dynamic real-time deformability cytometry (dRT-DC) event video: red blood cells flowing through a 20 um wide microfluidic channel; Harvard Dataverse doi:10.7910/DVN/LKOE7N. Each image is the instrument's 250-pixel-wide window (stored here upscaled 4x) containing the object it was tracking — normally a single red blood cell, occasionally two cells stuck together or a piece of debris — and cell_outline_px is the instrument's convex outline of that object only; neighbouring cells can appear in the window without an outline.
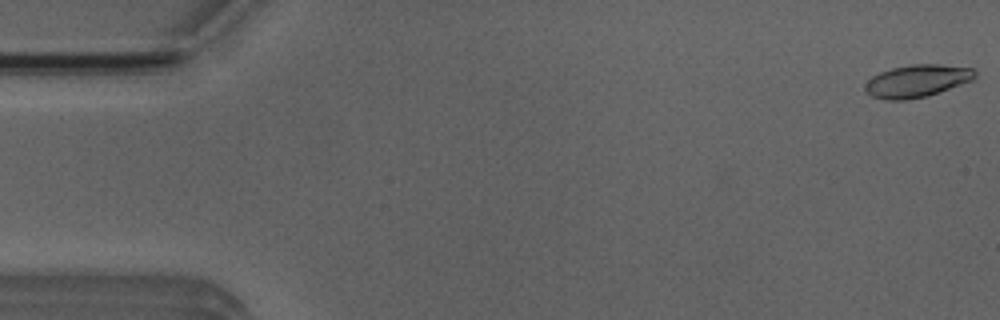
{"species": "Egyptian fruit bat (a non-hibernating species)", "species_latin": "Rousettus aegyptiacus", "temperature_condition": "room temperature", "stored_images_in_passage": 44, "camera_frame_rate_fps": 3000, "um_per_image_px": 0.085, "animal": {"sex": "male"}, "frame": {"image": 1, "passage_image": 1, "time_ms": 0.0, "image_size_px": [1000, 320], "cell_outline_px": [[976, 76], [972, 80], [928, 96], [908, 100], [888, 100], [872, 96], [864, 88], [864, 84], [872, 76], [880, 72], [892, 68], [912, 64], [940, 64], [972, 68], [976, 72]], "centroid_in_image_um": [77.94, 6.88], "position_along_channel_um": 7.1, "area_um2": 20.75}}
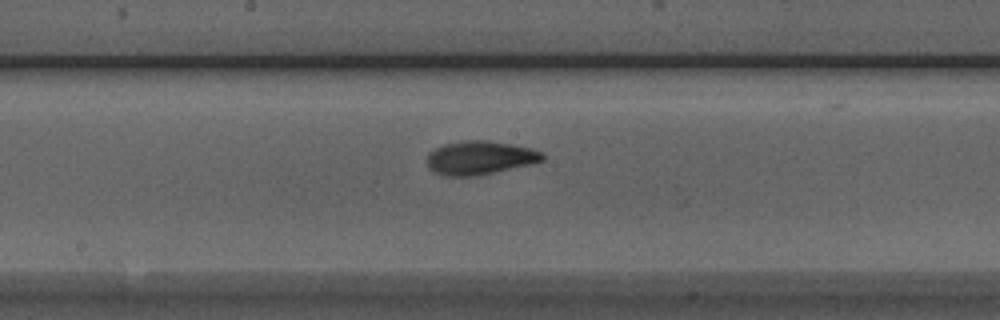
{"frame": {"image": 2, "passage_image": 27, "time_ms": 8.667, "image_size_px": [1000, 320], "cell_outline_px": [[544, 160], [532, 164], [476, 176], [444, 176], [432, 172], [428, 168], [428, 152], [444, 144], [464, 140], [488, 140], [532, 148], [544, 152]], "centroid_in_image_um": [40.79, 13.41], "position_along_channel_um": 207.4, "area_um2": 22.83}}
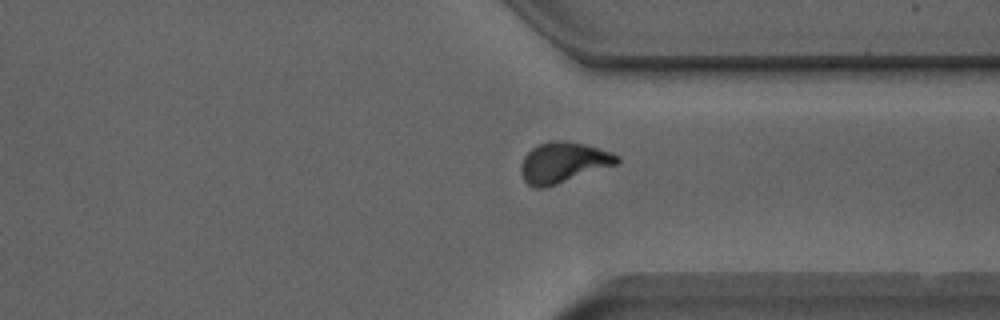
{"frame": {"image": 3, "passage_image": 39, "time_ms": 12.667, "image_size_px": [1000, 320], "cell_outline_px": [[620, 164], [544, 188], [532, 188], [524, 180], [520, 172], [520, 164], [524, 156], [532, 148], [548, 140], [564, 140], [584, 144], [612, 152], [620, 156]], "centroid_in_image_um": [47.89, 13.81], "position_along_channel_um": 363.5, "area_um2": 23.06}, "authors_computed_cell_mechanics": {"area_um2": 21.3282, "velocity_mm_per_s": 3.9147, "shape_relaxation_time_tau1_ms": 4.6634, "shape_relaxation_time_tau2_ms": 1.9198, "deformation_change_tau1": 0.1763, "deformation_change_tau2": 0.0846}}